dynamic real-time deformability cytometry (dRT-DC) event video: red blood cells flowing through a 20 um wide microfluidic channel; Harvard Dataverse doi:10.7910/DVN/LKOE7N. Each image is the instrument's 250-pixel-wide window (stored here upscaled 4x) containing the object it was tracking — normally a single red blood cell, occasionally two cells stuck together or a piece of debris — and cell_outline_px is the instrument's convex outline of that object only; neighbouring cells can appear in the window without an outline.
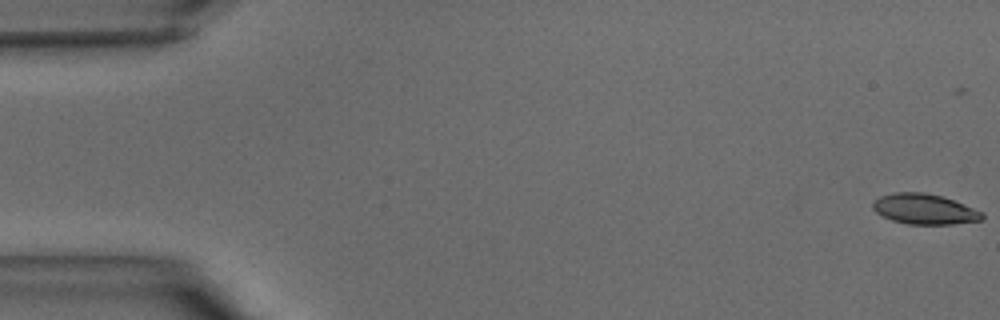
{"species": "common noctule bat (a hibernating species)", "species_latin": "Nyctalus noctula", "temperature_condition": "warm", "stored_images_in_passage": 40, "camera_frame_rate_fps": 3000, "um_per_image_px": 0.085, "animal": {"sex": "male", "body_mass_g": 15.6}, "frame": {"image": 1, "passage_image": 1, "time_ms": 0.0, "image_size_px": [1000, 320], "cell_outline_px": [[984, 220], [952, 224], [908, 224], [892, 220], [876, 212], [872, 208], [872, 200], [880, 196], [896, 192], [924, 192], [940, 196], [964, 204], [984, 212]], "centroid_in_image_um": [78.58, 17.77], "position_along_channel_um": 6.4, "area_um2": 19.36}}
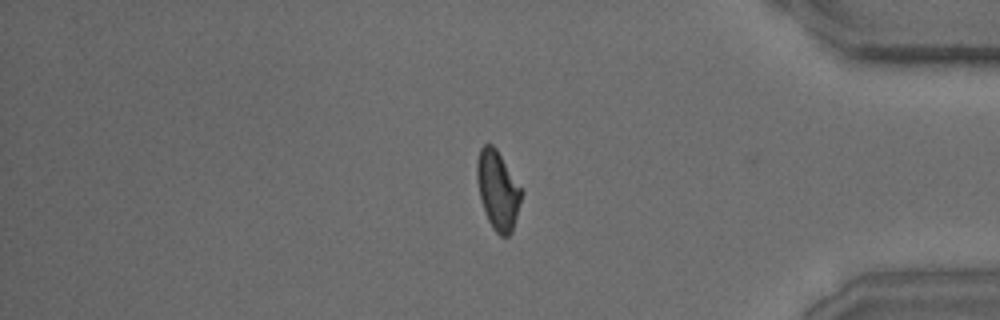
{"frame": {"image": 2, "passage_image": 34, "time_ms": 11.0, "image_size_px": [1000, 320], "cell_outline_px": [[524, 192], [512, 232], [508, 236], [500, 236], [492, 228], [488, 220], [480, 200], [476, 176], [476, 160], [480, 148], [484, 144], [492, 144], [496, 148]], "centroid_in_image_um": [42.31, 16.17], "position_along_channel_um": 392.9, "area_um2": 20.63}}
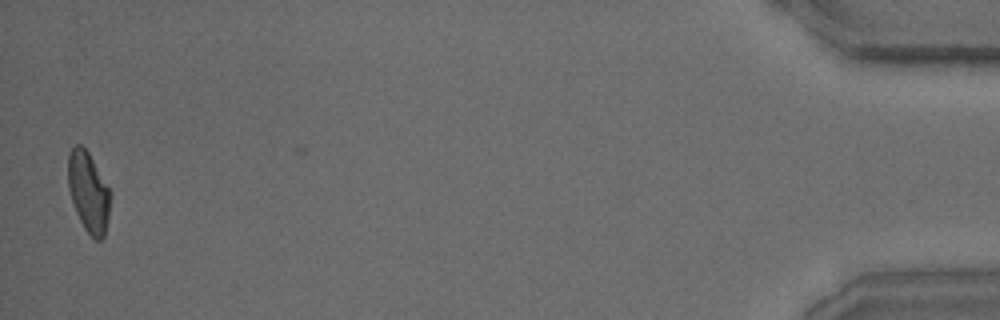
{"frame": {"image": 3, "passage_image": 40, "time_ms": 13.0, "image_size_px": [1000, 320], "cell_outline_px": [[112, 196], [104, 236], [100, 240], [96, 240], [84, 228], [76, 212], [68, 188], [68, 156], [72, 148], [76, 144], [80, 144], [88, 152], [112, 192]], "centroid_in_image_um": [7.53, 16.31], "position_along_channel_um": 427.7, "area_um2": 19.71}}